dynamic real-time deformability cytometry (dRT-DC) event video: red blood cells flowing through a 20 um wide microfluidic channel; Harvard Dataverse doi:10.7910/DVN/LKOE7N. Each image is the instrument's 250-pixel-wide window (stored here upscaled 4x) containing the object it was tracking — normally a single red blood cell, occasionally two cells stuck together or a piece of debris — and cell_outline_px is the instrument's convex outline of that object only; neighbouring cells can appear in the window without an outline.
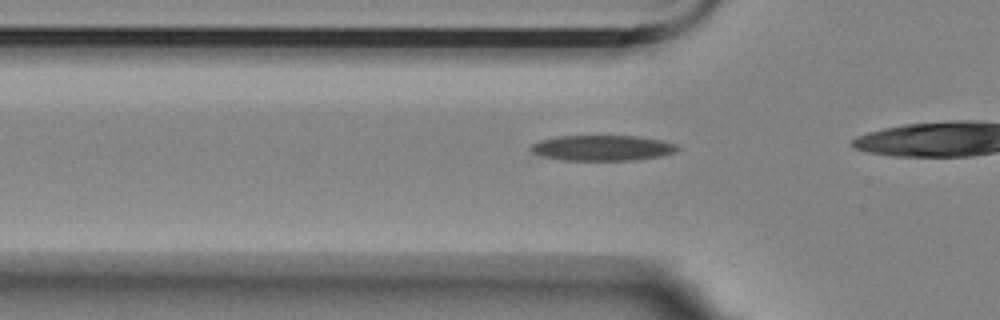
{"species": "Egyptian fruit bat (a non-hibernating species)", "species_latin": "Rousettus aegyptiacus", "temperature_condition": "room temperature", "stored_images_in_passage": 16, "camera_frame_rate_fps": 3000, "um_per_image_px": 0.085, "animal": {"sex": "female"}, "frame": {"image": 1, "passage_image": 10, "time_ms": 3.0, "image_size_px": [1000, 320], "cell_outline_px": [[680, 148], [676, 152], [660, 156], [632, 160], [564, 160], [540, 156], [532, 152], [528, 148], [532, 144], [540, 140], [560, 136], [640, 136], [660, 140], [676, 144]], "centroid_in_image_um": [51.19, 12.57], "position_along_channel_um": 74.6, "area_um2": 21.79}}
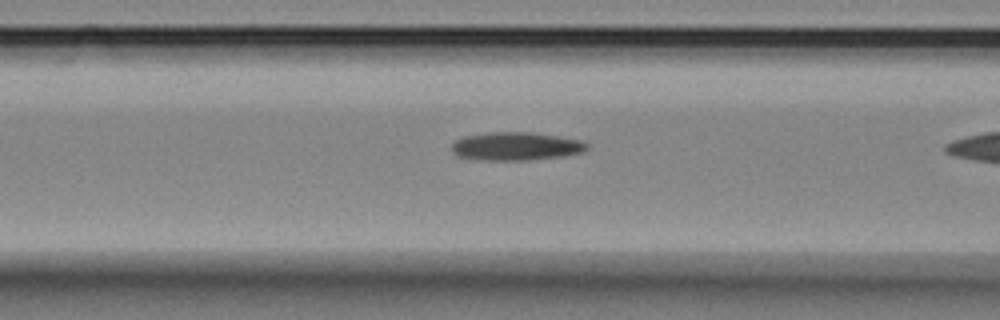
{"frame": {"image": 2, "passage_image": 14, "time_ms": 4.333, "image_size_px": [1000, 320], "cell_outline_px": [[588, 148], [584, 152], [560, 156], [528, 160], [484, 160], [460, 156], [452, 152], [452, 144], [456, 140], [464, 136], [492, 132], [532, 132], [580, 140], [588, 144]], "centroid_in_image_um": [43.86, 12.43], "position_along_channel_um": 122.7, "area_um2": 22.02}}